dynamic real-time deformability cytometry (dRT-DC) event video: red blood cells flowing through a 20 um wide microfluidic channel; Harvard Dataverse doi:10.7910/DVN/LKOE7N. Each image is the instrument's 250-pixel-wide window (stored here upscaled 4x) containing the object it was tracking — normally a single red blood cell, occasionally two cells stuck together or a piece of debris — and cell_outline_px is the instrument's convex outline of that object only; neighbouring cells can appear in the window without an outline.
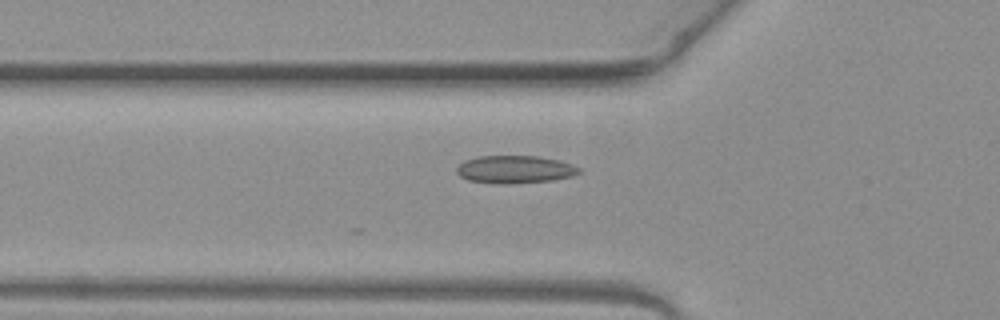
{"species": "common noctule bat (a hibernating species)", "species_latin": "Nyctalus noctula", "temperature_condition": "warm", "stored_images_in_passage": 36, "camera_frame_rate_fps": 3000, "um_per_image_px": 0.085, "animal": {"sex": "female", "body_mass_g": 19.3, "forearm_length_mm": 54.1}, "frame": {"image": 1, "passage_image": 2, "time_ms": 0.333, "image_size_px": [1000, 320], "cell_outline_px": [[580, 172], [572, 176], [552, 180], [508, 184], [492, 184], [468, 180], [460, 176], [456, 172], [456, 168], [464, 160], [480, 156], [540, 156], [560, 160], [572, 164], [580, 168]], "centroid_in_image_um": [43.75, 14.4], "position_along_channel_um": 82.0, "area_um2": 19.94}}
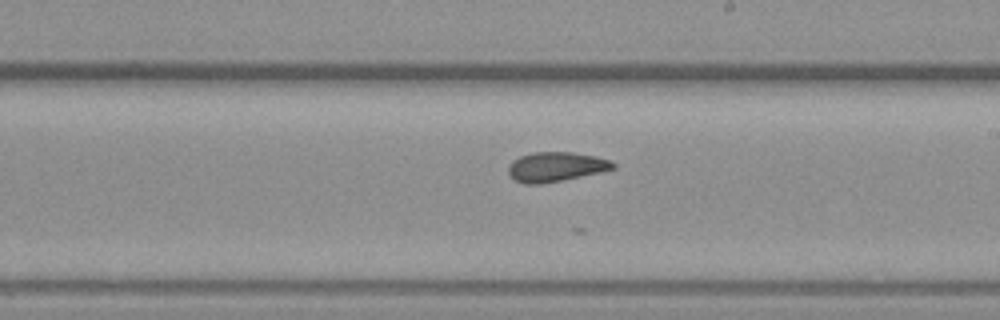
{"frame": {"image": 2, "passage_image": 14, "time_ms": 4.333, "image_size_px": [1000, 320], "cell_outline_px": [[616, 168], [600, 172], [540, 184], [524, 184], [516, 180], [508, 172], [508, 168], [512, 160], [520, 156], [532, 152], [572, 152], [596, 156], [608, 160], [616, 164]], "centroid_in_image_um": [47.24, 14.16], "position_along_channel_um": 241.8, "area_um2": 17.86}}
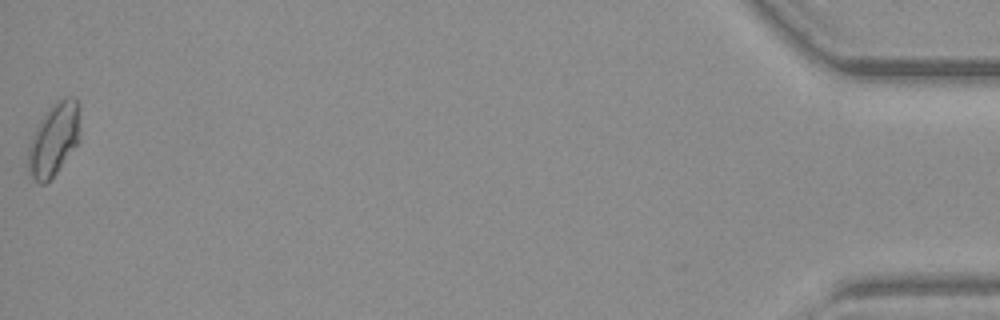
{"frame": {"image": 3, "passage_image": 36, "time_ms": 11.667, "image_size_px": [1000, 320], "cell_outline_px": [[80, 140], [56, 172], [44, 184], [40, 184], [28, 172], [28, 144], [44, 112], [56, 100], [64, 96], [76, 96], [80, 104]], "centroid_in_image_um": [4.61, 11.75], "position_along_channel_um": 430.6, "area_um2": 22.37}}